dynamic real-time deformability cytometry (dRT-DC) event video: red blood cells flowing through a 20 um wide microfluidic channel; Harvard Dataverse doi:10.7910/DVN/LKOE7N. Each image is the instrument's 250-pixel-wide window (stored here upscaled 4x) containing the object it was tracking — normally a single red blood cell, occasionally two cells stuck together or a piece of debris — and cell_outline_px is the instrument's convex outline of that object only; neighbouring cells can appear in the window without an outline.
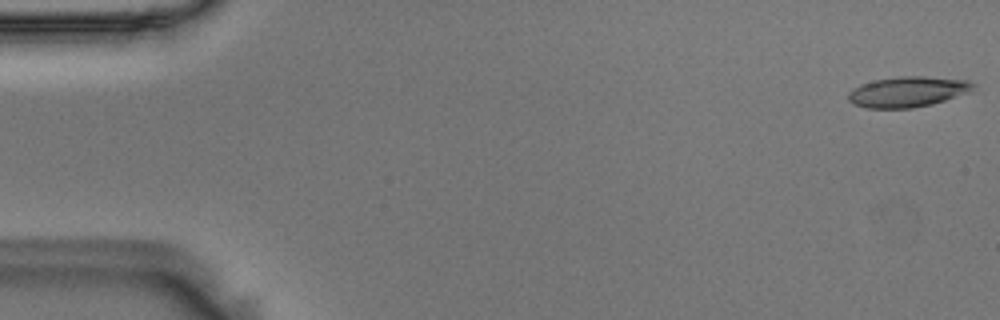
{"species": "Egyptian fruit bat (a non-hibernating species)", "species_latin": "Rousettus aegyptiacus", "temperature_condition": "room temperature", "stored_images_in_passage": 54, "camera_frame_rate_fps": 3000, "um_per_image_px": 0.085, "animal": {"sex": "male"}, "frame": {"image": 1, "passage_image": 1, "time_ms": 0.0, "image_size_px": [1000, 320], "cell_outline_px": [[976, 84], [968, 92], [932, 104], [912, 108], [868, 108], [852, 104], [848, 100], [848, 92], [852, 88], [860, 84], [876, 80], [900, 76], [924, 76], [968, 80]], "centroid_in_image_um": [77.11, 7.8], "position_along_channel_um": 7.9, "area_um2": 22.14}}
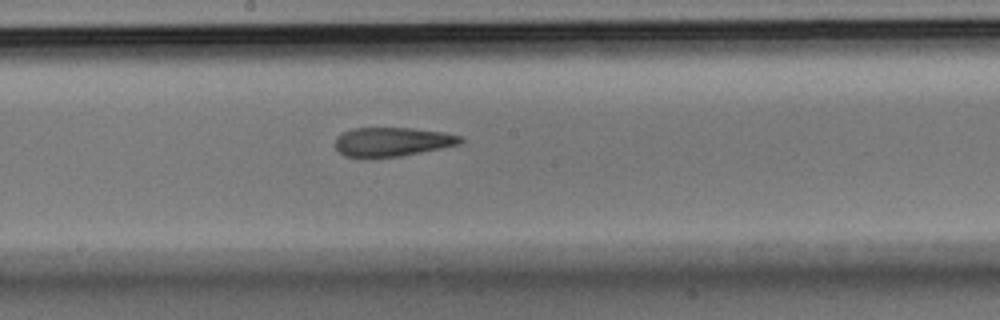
{"frame": {"image": 2, "passage_image": 29, "time_ms": 9.333, "image_size_px": [1000, 320], "cell_outline_px": [[464, 140], [460, 144], [400, 156], [368, 160], [364, 160], [344, 156], [336, 148], [336, 136], [352, 128], [412, 128], [444, 132], [460, 136]], "centroid_in_image_um": [33.28, 12.08], "position_along_channel_um": 214.9, "area_um2": 21.62}}
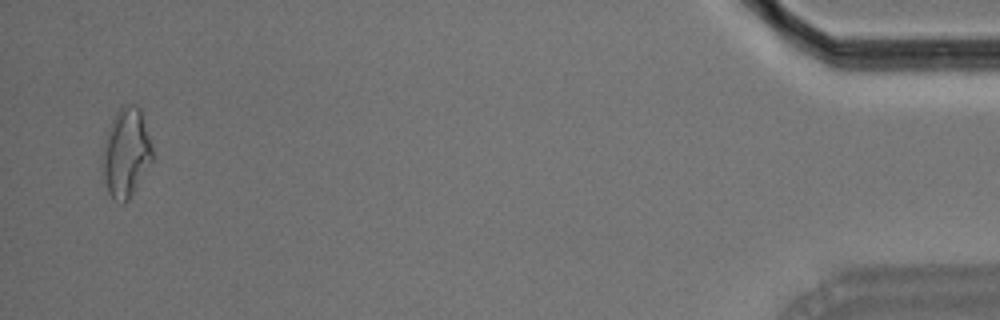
{"frame": {"image": 3, "passage_image": 53, "time_ms": 17.333, "image_size_px": [1000, 320], "cell_outline_px": [[152, 160], [128, 200], [124, 204], [120, 204], [112, 200], [108, 192], [104, 176], [104, 140], [112, 120], [116, 112], [120, 108], [128, 104], [136, 104], [140, 108], [152, 144]], "centroid_in_image_um": [10.73, 12.98], "position_along_channel_um": 424.5, "area_um2": 25.43}, "authors_computed_cell_mechanics": {"area_um2": 22.1663, "velocity_mm_per_s": 3.6858, "shape_relaxation_time_tau1_ms": null, "shape_relaxation_time_tau2_ms": 3.4554, "deformation_change_tau1": null, "deformation_change_tau2": 0.1472}}